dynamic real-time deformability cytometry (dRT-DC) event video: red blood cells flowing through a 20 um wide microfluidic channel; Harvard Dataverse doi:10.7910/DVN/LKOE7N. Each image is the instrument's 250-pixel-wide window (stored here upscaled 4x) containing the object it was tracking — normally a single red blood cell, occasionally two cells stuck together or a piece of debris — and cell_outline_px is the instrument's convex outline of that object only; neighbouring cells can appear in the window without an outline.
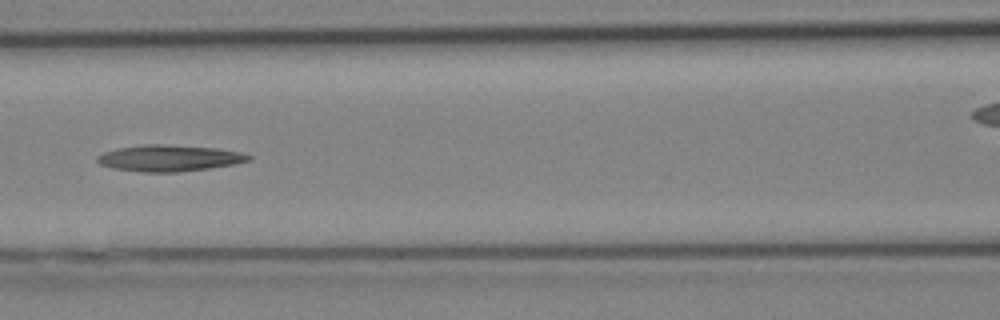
{"species": "Egyptian fruit bat (a non-hibernating species)", "species_latin": "Rousettus aegyptiacus", "temperature_condition": "cold", "stored_images_in_passage": 18, "camera_frame_rate_fps": 3000, "um_per_image_px": 0.085, "animal": {"sex": "female"}, "frame": {"image": 1, "passage_image": 13, "time_ms": 4.0, "image_size_px": [1000, 320], "cell_outline_px": [[252, 156], [248, 160], [232, 164], [204, 168], [172, 172], [148, 172], [116, 168], [104, 164], [96, 160], [100, 156], [108, 152], [120, 148], [156, 144], [212, 148], [236, 152]], "centroid_in_image_um": [14.4, 13.44], "position_along_channel_um": 152.2, "area_um2": 21.73}}
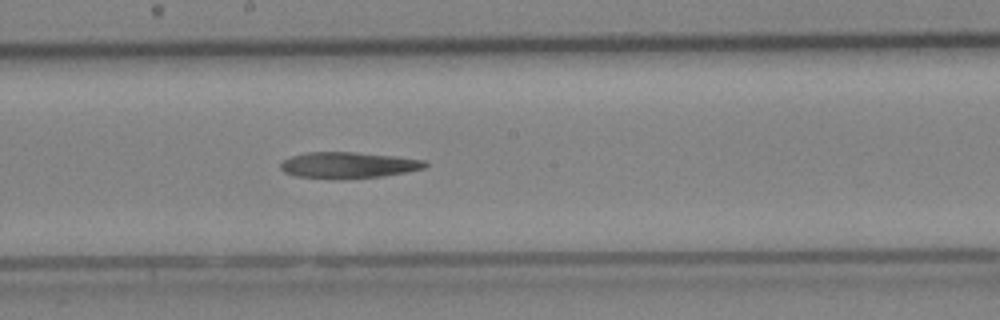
{"frame": {"image": 2, "passage_image": 16, "time_ms": 5.0, "image_size_px": [1000, 320], "cell_outline_px": [[428, 164], [420, 168], [400, 172], [376, 176], [300, 176], [288, 172], [280, 168], [280, 164], [284, 160], [292, 156], [312, 152], [348, 152], [388, 156], [420, 160]], "centroid_in_image_um": [29.52, 13.98], "position_along_channel_um": 218.7, "area_um2": 19.88}}